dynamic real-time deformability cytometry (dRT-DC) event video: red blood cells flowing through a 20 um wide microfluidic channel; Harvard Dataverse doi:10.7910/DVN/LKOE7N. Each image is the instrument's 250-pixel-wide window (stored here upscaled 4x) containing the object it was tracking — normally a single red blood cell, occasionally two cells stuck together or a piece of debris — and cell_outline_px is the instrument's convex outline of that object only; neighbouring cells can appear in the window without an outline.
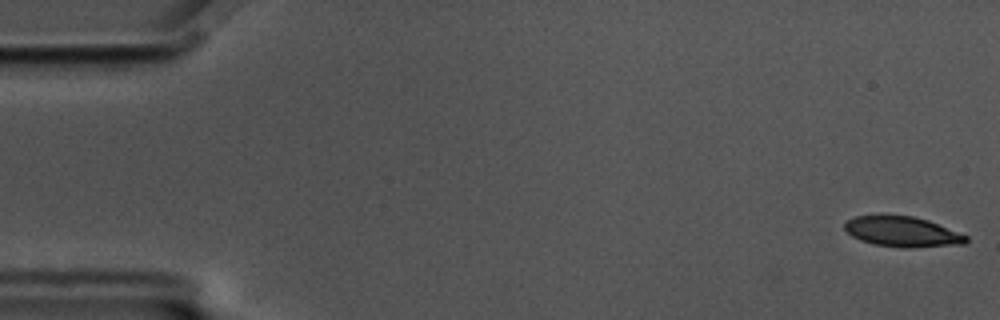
{"species": "common noctule bat (a hibernating species)", "species_latin": "Nyctalus noctula", "temperature_condition": "cold", "stored_images_in_passage": 13, "camera_frame_rate_fps": 3000, "um_per_image_px": 0.085, "animal": {"sex": "male", "body_mass_g": 17.5, "forearm_length_mm": 52.3}, "frame": {"image": 1, "passage_image": 1, "time_ms": 0.0, "image_size_px": [1000, 320], "cell_outline_px": [[968, 240], [964, 244], [908, 248], [904, 248], [872, 244], [860, 240], [852, 236], [844, 228], [844, 224], [848, 220], [856, 216], [912, 216], [928, 220], [968, 236]], "centroid_in_image_um": [76.71, 19.71], "position_along_channel_um": 8.3, "area_um2": 21.21}}